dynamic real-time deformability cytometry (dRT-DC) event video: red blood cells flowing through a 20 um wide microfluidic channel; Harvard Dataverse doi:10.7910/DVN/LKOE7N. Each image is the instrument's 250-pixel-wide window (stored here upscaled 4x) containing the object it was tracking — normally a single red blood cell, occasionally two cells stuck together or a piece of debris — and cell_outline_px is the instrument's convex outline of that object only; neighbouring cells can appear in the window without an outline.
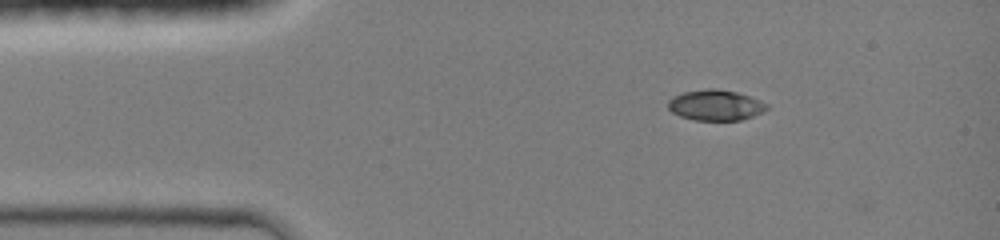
{"species": "common noctule bat (a hibernating species)", "species_latin": "Nyctalus noctula", "temperature_condition": "room temperature", "stored_images_in_passage": 40, "camera_frame_rate_fps": 3000, "um_per_image_px": 0.085, "animal": {"sex": "female", "body_mass_g": 19.0, "forearm_length_mm": 51.5}, "frame": {"image": 1, "passage_image": 2, "time_ms": 0.333, "image_size_px": [1000, 240], "cell_outline_px": [[768, 108], [752, 116], [740, 120], [696, 120], [680, 116], [672, 112], [668, 108], [668, 100], [672, 96], [684, 92], [708, 88], [716, 88], [736, 92], [748, 96], [768, 104]], "centroid_in_image_um": [60.77, 8.93], "position_along_channel_um": 24.2, "area_um2": 17.46}}
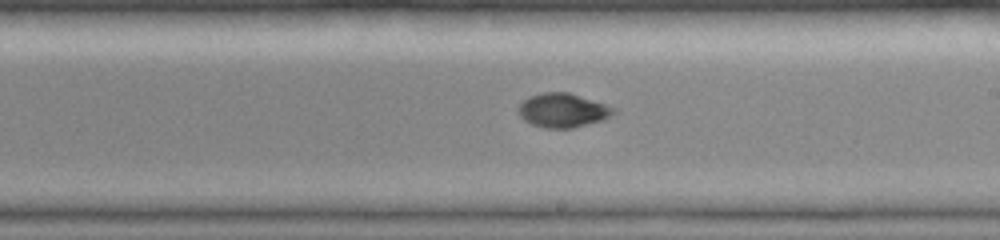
{"frame": {"image": 2, "passage_image": 21, "time_ms": 6.667, "image_size_px": [1000, 240], "cell_outline_px": [[616, 112], [604, 120], [572, 128], [544, 128], [532, 124], [524, 120], [520, 116], [520, 104], [528, 96], [544, 92], [568, 92], [616, 108]], "centroid_in_image_um": [47.85, 9.38], "position_along_channel_um": 241.2, "area_um2": 18.73}}
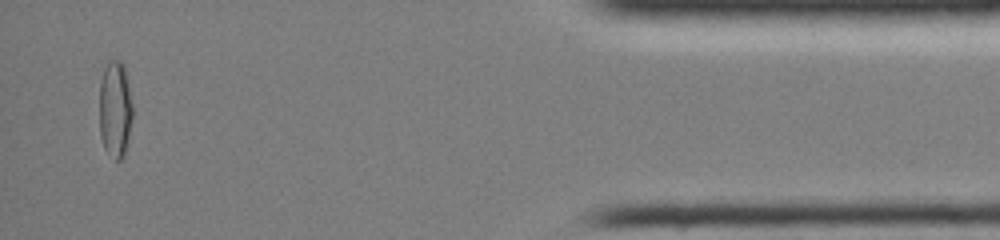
{"frame": {"image": 3, "passage_image": 38, "time_ms": 12.333, "image_size_px": [1000, 240], "cell_outline_px": [[132, 116], [124, 156], [120, 160], [116, 160], [104, 148], [100, 136], [100, 80], [104, 68], [108, 60], [120, 60], [124, 64], [128, 80], [132, 104]], "centroid_in_image_um": [9.78, 9.23], "position_along_channel_um": 425.4, "area_um2": 18.79}, "authors_computed_cell_mechanics": {"area_um2": 18.4382, "velocity_mm_per_s": 4.2892, "shape_relaxation_time_tau1_ms": 4.4858, "shape_relaxation_time_tau2_ms": 3.7375, "deformation_change_tau1": 0.1948, "deformation_change_tau2": 0.0459}}